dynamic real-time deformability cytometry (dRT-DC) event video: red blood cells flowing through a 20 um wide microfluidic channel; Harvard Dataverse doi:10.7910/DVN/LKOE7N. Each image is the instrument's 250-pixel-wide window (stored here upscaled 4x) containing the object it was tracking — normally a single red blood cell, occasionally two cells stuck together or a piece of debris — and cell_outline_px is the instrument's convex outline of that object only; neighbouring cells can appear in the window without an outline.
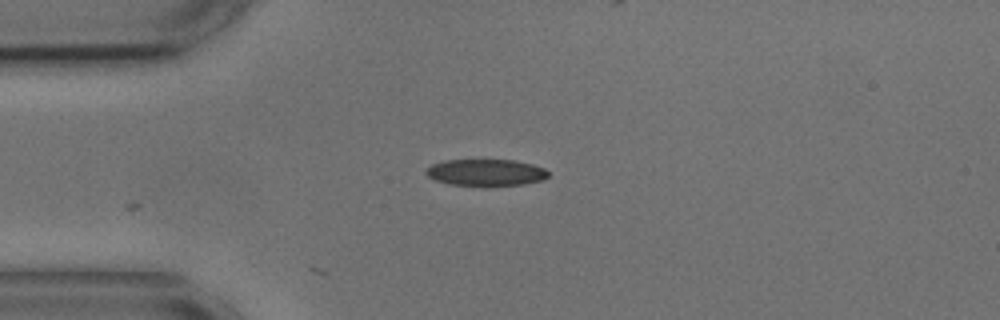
{"species": "common noctule bat (a hibernating species)", "species_latin": "Nyctalus noctula", "temperature_condition": "cold", "stored_images_in_passage": 14, "camera_frame_rate_fps": 3000, "um_per_image_px": 0.085, "animal": {"sex": "male", "body_mass_g": 17.9, "forearm_length_mm": 54.2}, "frame": {"image": 1, "passage_image": 1, "time_ms": 0.0, "image_size_px": [1000, 320], "cell_outline_px": [[548, 176], [540, 180], [524, 184], [484, 188], [448, 184], [436, 180], [428, 176], [424, 172], [432, 164], [444, 160], [512, 160], [532, 164], [544, 168], [548, 172]], "centroid_in_image_um": [41.27, 14.7], "position_along_channel_um": 43.7, "area_um2": 19.48}}